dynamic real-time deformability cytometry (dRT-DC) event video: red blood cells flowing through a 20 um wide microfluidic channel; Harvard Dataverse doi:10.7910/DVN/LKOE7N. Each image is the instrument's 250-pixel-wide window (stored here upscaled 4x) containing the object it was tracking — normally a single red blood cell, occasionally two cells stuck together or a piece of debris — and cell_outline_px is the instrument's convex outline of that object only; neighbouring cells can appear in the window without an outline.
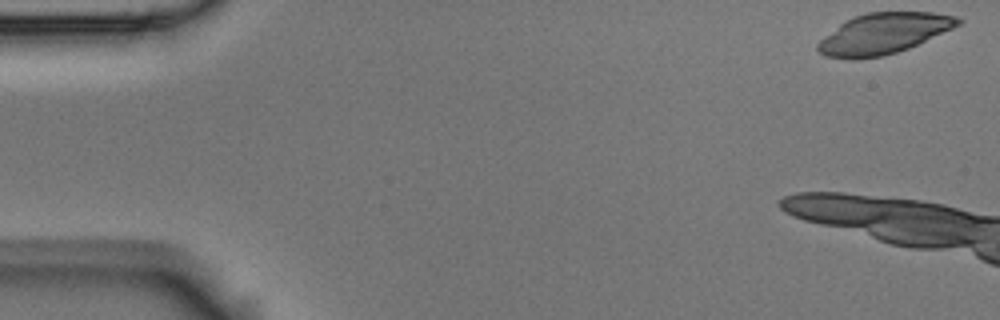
{"species": "Egyptian fruit bat (a non-hibernating species)", "species_latin": "Rousettus aegyptiacus", "temperature_condition": "room temperature", "stored_images_in_passage": 5, "camera_frame_rate_fps": 3000, "um_per_image_px": 0.085, "animal": {"sex": "male"}, "frame": {"image": 1, "passage_image": 1, "time_ms": 0.0, "image_size_px": [1000, 320], "cell_outline_px": [[964, 20], [960, 24], [952, 28], [908, 48], [884, 56], [856, 60], [852, 60], [824, 56], [816, 52], [816, 44], [824, 36], [844, 20], [852, 16], [868, 12], [932, 12], [956, 16]], "centroid_in_image_um": [75.03, 2.86], "position_along_channel_um": 10.0, "area_um2": 33.52}}